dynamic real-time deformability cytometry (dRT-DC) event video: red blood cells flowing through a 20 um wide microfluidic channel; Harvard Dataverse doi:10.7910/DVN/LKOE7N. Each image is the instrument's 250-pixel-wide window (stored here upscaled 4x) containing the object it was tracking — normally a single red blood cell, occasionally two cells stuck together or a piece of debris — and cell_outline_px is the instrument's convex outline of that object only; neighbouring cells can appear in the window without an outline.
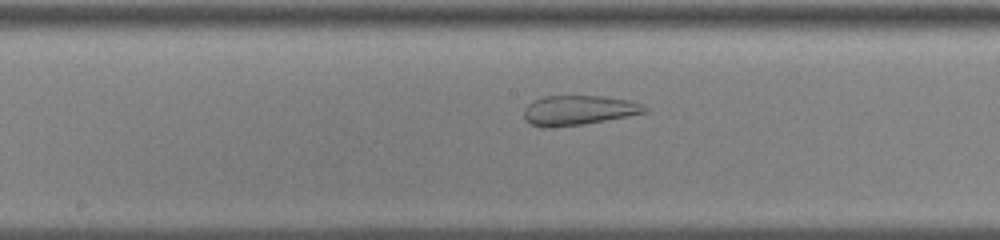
{"species": "common noctule bat (a hibernating species)", "species_latin": "Nyctalus noctula", "temperature_condition": "cold", "stored_images_in_passage": 52, "camera_frame_rate_fps": 3000, "um_per_image_px": 0.085, "animal": {"sex": "male", "body_mass_g": 13.0, "forearm_length_mm": 53.1}, "frame": {"image": 1, "passage_image": 26, "time_ms": 8.333, "image_size_px": [1000, 240], "cell_outline_px": [[648, 112], [628, 116], [580, 124], [548, 128], [544, 128], [528, 124], [524, 120], [524, 108], [532, 100], [544, 96], [600, 96], [628, 100], [640, 104], [648, 108]], "centroid_in_image_um": [49.1, 9.37], "position_along_channel_um": 199.1, "area_um2": 20.87}}
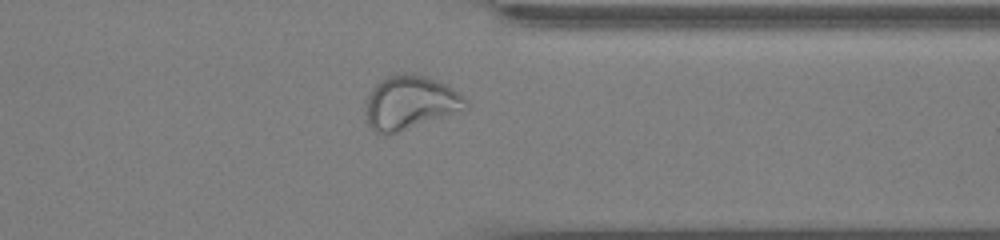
{"frame": {"image": 2, "passage_image": 41, "time_ms": 13.333, "image_size_px": [1000, 240], "cell_outline_px": [[468, 108], [388, 136], [384, 136], [376, 132], [368, 124], [364, 112], [364, 104], [372, 88], [380, 80], [388, 76], [400, 72], [404, 72], [424, 76], [436, 80], [444, 84], [464, 96], [468, 100]], "centroid_in_image_um": [34.81, 8.74], "position_along_channel_um": 376.6, "area_um2": 31.56}}
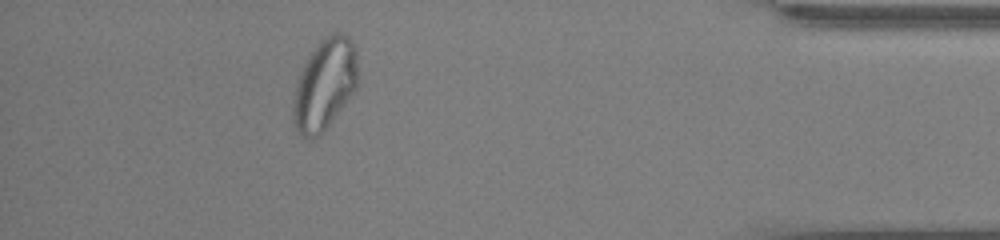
{"frame": {"image": 3, "passage_image": 47, "time_ms": 15.333, "image_size_px": [1000, 240], "cell_outline_px": [[356, 88], [324, 132], [320, 136], [312, 140], [308, 140], [296, 128], [292, 120], [292, 108], [296, 88], [300, 72], [308, 56], [320, 40], [324, 36], [332, 32], [344, 32], [356, 44]], "centroid_in_image_um": [27.59, 7.16], "position_along_channel_um": 407.6, "area_um2": 34.39}}